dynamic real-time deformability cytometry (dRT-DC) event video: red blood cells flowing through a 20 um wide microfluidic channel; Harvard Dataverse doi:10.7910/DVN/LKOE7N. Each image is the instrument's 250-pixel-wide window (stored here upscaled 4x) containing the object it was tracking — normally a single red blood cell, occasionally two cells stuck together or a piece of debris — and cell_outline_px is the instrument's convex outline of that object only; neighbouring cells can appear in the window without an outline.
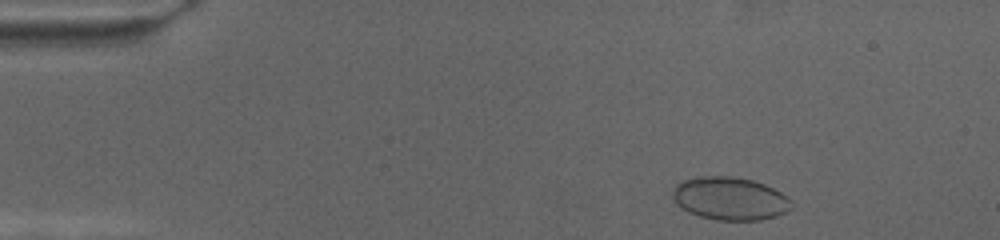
{"species": "human", "species_latin": "Homo sapiens", "temperature_condition": "cold", "stored_images_in_passage": 63, "camera_frame_rate_fps": 3000, "um_per_image_px": 0.085, "donor": {"sex": "female"}, "frame": {"image": 1, "passage_image": 3, "time_ms": 0.667, "image_size_px": [1000, 240], "cell_outline_px": [[792, 208], [776, 216], [760, 220], [716, 220], [700, 216], [688, 212], [680, 208], [676, 204], [672, 196], [672, 188], [676, 184], [684, 180], [700, 176], [732, 176], [752, 180], [764, 184], [788, 196], [792, 200]], "centroid_in_image_um": [62.02, 16.88], "position_along_channel_um": 23.0, "area_um2": 29.94}}
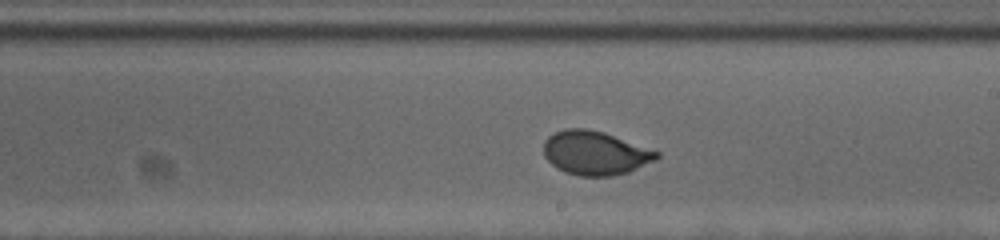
{"frame": {"image": 2, "passage_image": 34, "time_ms": 11.0, "image_size_px": [1000, 240], "cell_outline_px": [[660, 156], [656, 160], [628, 172], [612, 176], [580, 176], [564, 172], [556, 168], [544, 156], [544, 140], [548, 136], [564, 128], [584, 128], [604, 132], [660, 152]], "centroid_in_image_um": [50.58, 13.0], "position_along_channel_um": 238.4, "area_um2": 28.96}}
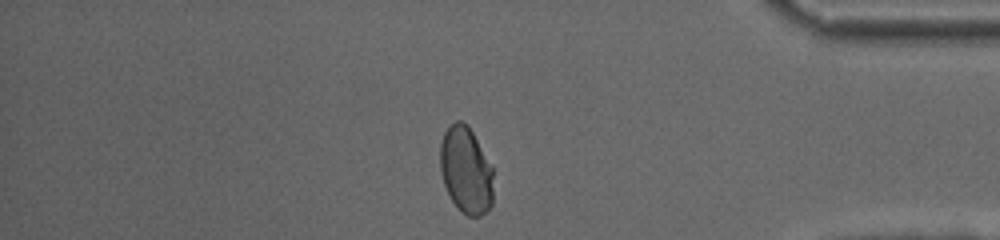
{"frame": {"image": 3, "passage_image": 53, "time_ms": 17.333, "image_size_px": [1000, 240], "cell_outline_px": [[492, 204], [480, 216], [468, 216], [460, 212], [452, 200], [444, 184], [440, 172], [440, 144], [444, 132], [456, 120], [460, 120], [472, 132], [492, 168]], "centroid_in_image_um": [39.58, 14.5], "position_along_channel_um": 395.6, "area_um2": 26.47}}